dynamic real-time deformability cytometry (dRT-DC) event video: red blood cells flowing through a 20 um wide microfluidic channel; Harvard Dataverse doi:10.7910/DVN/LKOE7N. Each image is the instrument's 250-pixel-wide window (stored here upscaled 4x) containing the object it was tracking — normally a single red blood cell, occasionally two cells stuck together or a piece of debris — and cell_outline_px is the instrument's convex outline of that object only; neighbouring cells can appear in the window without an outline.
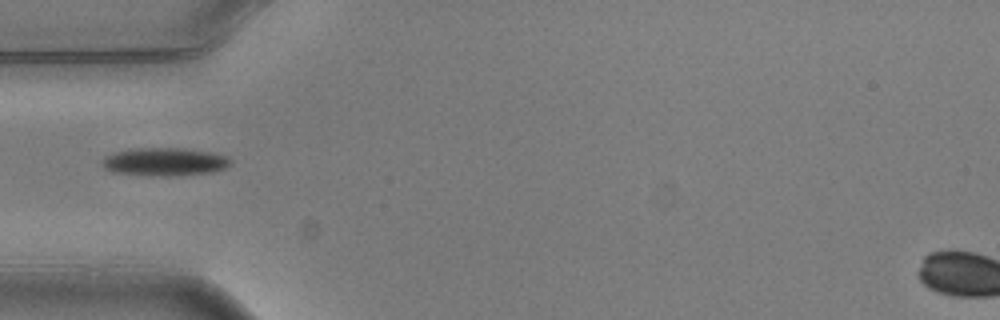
{"species": "common noctule bat (a hibernating species)", "species_latin": "Nyctalus noctula", "temperature_condition": "warm", "stored_images_in_passage": 5, "camera_frame_rate_fps": 3000, "um_per_image_px": 0.085, "animal": {"sex": "male", "body_mass_g": 20.5, "forearm_length_mm": 52.5}, "frame": {"image": 1, "passage_image": 5, "time_ms": 1.333, "image_size_px": [1000, 320], "cell_outline_px": [[232, 164], [224, 168], [212, 172], [176, 176], [152, 176], [112, 172], [104, 168], [104, 156], [112, 152], [132, 148], [184, 148], [212, 152], [228, 156], [232, 160]], "centroid_in_image_um": [14.02, 13.75], "position_along_channel_um": 71.0, "area_um2": 21.33}}